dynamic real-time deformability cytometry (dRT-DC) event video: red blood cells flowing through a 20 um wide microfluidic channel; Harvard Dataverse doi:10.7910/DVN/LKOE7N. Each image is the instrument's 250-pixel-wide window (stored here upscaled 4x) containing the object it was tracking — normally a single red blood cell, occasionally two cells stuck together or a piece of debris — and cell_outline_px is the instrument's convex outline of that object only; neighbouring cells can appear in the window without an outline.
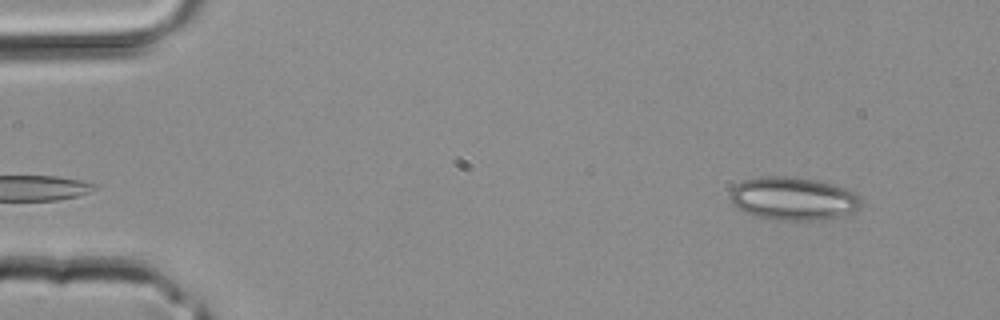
{"species": "common noctule bat (a hibernating species)", "species_latin": "Nyctalus noctula", "temperature_condition": "room temperature", "stored_images_in_passage": 3, "camera_frame_rate_fps": 3000, "um_per_image_px": 0.085, "animal": {"sex": "male", "body_mass_g": 20.4}, "frame": {"image": 1, "passage_image": 2, "time_ms": 0.333, "image_size_px": [1000, 320], "cell_outline_px": [[860, 208], [852, 212], [840, 216], [820, 220], [772, 220], [756, 216], [740, 208], [732, 200], [732, 188], [736, 184], [744, 180], [760, 176], [784, 176], [816, 180], [848, 188], [856, 192], [860, 196]], "centroid_in_image_um": [67.48, 16.88], "position_along_channel_um": 17.5, "area_um2": 32.71}}